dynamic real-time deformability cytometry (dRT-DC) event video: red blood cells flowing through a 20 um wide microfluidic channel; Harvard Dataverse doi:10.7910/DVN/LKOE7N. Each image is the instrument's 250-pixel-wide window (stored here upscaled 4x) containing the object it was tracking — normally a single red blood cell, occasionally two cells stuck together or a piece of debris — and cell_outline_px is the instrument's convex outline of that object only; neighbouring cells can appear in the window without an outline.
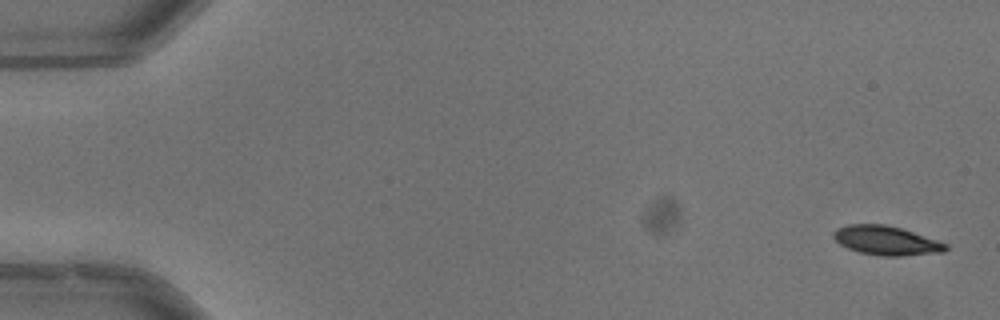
{"species": "common noctule bat (a hibernating species)", "species_latin": "Nyctalus noctula", "temperature_condition": "warm", "stored_images_in_passage": 50, "camera_frame_rate_fps": 3000, "um_per_image_px": 0.085, "animal": {"sex": "male", "body_mass_g": 13.3}, "frame": {"image": 1, "passage_image": 1, "time_ms": 0.0, "image_size_px": [1000, 320], "cell_outline_px": [[948, 248], [944, 252], [900, 256], [884, 256], [860, 252], [848, 248], [840, 244], [832, 236], [832, 232], [836, 228], [848, 224], [884, 224], [900, 228], [948, 244]], "centroid_in_image_um": [75.3, 20.44], "position_along_channel_um": 9.7, "area_um2": 18.9}}
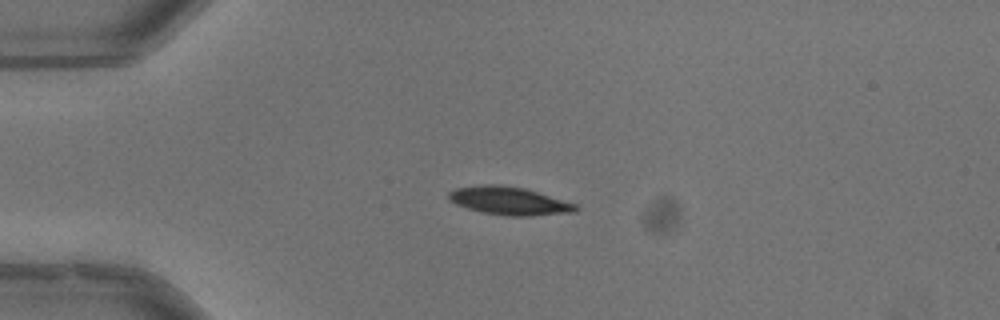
{"frame": {"image": 2, "passage_image": 13, "time_ms": 4.0, "image_size_px": [1000, 320], "cell_outline_px": [[576, 212], [528, 216], [508, 216], [484, 212], [468, 208], [456, 204], [448, 196], [448, 192], [456, 188], [480, 184], [500, 184], [524, 188], [576, 204]], "centroid_in_image_um": [43.26, 17.06], "position_along_channel_um": 41.7, "area_um2": 20.52}}
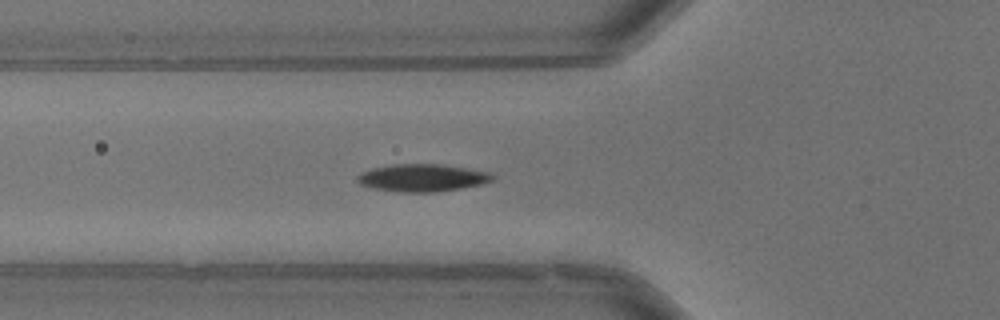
{"frame": {"image": 3, "passage_image": 19, "time_ms": 6.0, "image_size_px": [1000, 320], "cell_outline_px": [[496, 176], [492, 180], [480, 184], [460, 188], [436, 192], [400, 192], [376, 188], [360, 184], [356, 180], [356, 176], [360, 172], [372, 168], [392, 164], [444, 164], [468, 168], [488, 172]], "centroid_in_image_um": [35.88, 15.1], "position_along_channel_um": 89.9, "area_um2": 21.62}}